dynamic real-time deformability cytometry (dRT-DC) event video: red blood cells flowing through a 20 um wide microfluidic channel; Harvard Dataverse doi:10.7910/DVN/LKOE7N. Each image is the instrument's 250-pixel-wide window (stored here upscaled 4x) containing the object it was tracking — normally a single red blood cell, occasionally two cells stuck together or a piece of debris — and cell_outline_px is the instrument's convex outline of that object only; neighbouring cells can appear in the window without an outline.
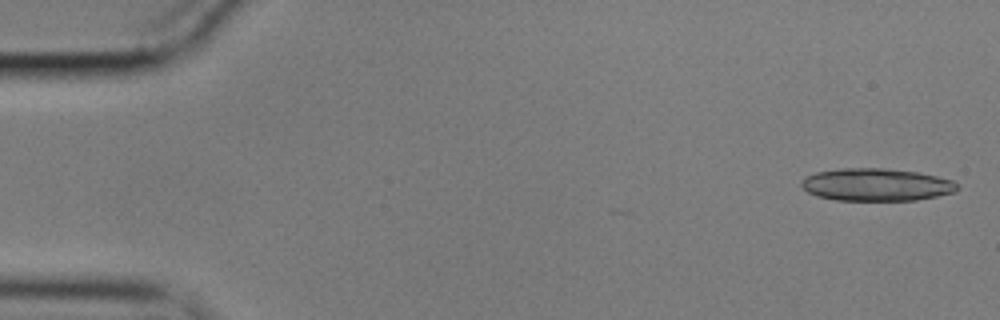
{"species": "common noctule bat (a hibernating species)", "species_latin": "Nyctalus noctula", "temperature_condition": "cold", "stored_images_in_passage": 42, "camera_frame_rate_fps": 3000, "um_per_image_px": 0.085, "animal": {"sex": "male", "body_mass_g": 17.9}, "frame": {"image": 1, "passage_image": 2, "time_ms": 0.333, "image_size_px": [1000, 320], "cell_outline_px": [[960, 188], [956, 192], [916, 200], [836, 200], [816, 196], [808, 192], [800, 184], [804, 176], [816, 172], [840, 168], [884, 168], [916, 172], [936, 176], [952, 180]], "centroid_in_image_um": [74.47, 15.69], "position_along_channel_um": 10.5, "area_um2": 29.59}}